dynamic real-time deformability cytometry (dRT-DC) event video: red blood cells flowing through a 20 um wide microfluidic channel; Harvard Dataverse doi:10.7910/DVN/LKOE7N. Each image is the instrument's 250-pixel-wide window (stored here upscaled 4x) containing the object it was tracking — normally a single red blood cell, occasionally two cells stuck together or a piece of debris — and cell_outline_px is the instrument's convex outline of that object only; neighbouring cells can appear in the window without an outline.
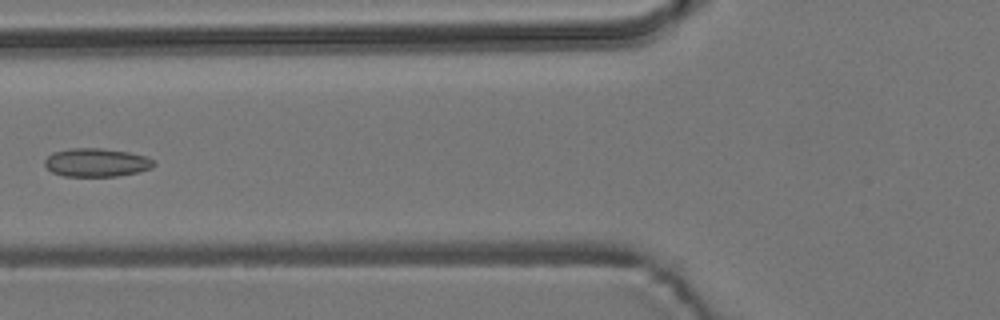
{"species": "common noctule bat (a hibernating species)", "species_latin": "Nyctalus noctula", "temperature_condition": "room temperature", "stored_images_in_passage": 4, "camera_frame_rate_fps": 3000, "um_per_image_px": 0.085, "animal": {"sex": "male", "body_mass_g": 19.2, "forearm_length_mm": 51.8}, "frame": {"image": 1, "passage_image": 2, "time_ms": 1.333, "image_size_px": [1000, 320], "cell_outline_px": [[156, 164], [152, 168], [120, 176], [64, 176], [52, 172], [44, 164], [44, 160], [52, 152], [72, 148], [100, 148], [128, 152], [144, 156], [152, 160]], "centroid_in_image_um": [8.18, 13.81], "position_along_channel_um": 117.6, "area_um2": 17.98}}
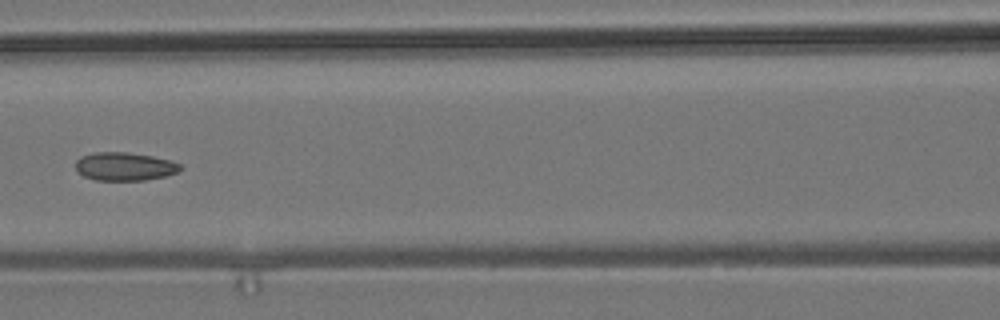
{"frame": {"image": 2, "passage_image": 3, "time_ms": 2.333, "image_size_px": [1000, 320], "cell_outline_px": [[180, 168], [176, 172], [164, 176], [144, 180], [96, 180], [84, 176], [76, 172], [76, 160], [80, 156], [92, 152], [128, 152], [152, 156], [172, 160], [180, 164]], "centroid_in_image_um": [10.54, 14.14], "position_along_channel_um": 156.1, "area_um2": 17.28}}
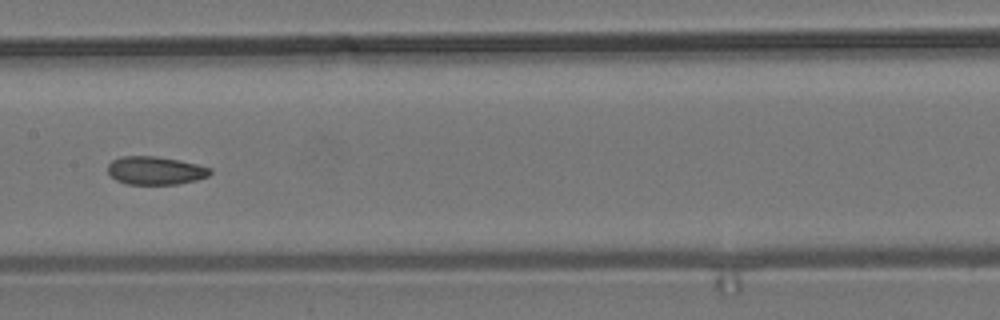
{"frame": {"image": 3, "passage_image": 4, "time_ms": 3.333, "image_size_px": [1000, 320], "cell_outline_px": [[212, 172], [208, 176], [196, 180], [176, 184], [128, 184], [116, 180], [108, 172], [108, 164], [112, 160], [120, 156], [156, 156], [180, 160], [212, 168]], "centroid_in_image_um": [13.21, 14.49], "position_along_channel_um": 194.2, "area_um2": 16.82}}